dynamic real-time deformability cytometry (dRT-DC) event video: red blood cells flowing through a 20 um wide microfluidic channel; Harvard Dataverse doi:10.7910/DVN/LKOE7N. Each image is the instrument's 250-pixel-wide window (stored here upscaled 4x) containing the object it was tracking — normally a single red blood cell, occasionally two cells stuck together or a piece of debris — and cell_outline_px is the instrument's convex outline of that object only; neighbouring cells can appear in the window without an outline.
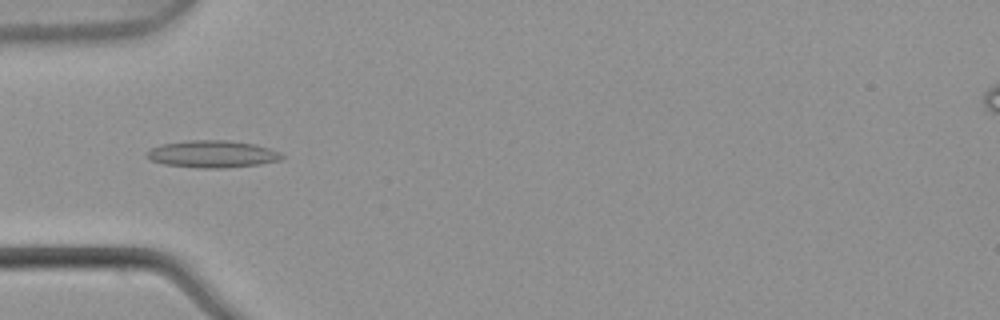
{"species": "common noctule bat (a hibernating species)", "species_latin": "Nyctalus noctula", "temperature_condition": "warm", "stored_images_in_passage": 6, "camera_frame_rate_fps": 3000, "um_per_image_px": 0.085, "animal": {"sex": "male", "body_mass_g": 21.5, "forearm_length_mm": 52.0}, "frame": {"image": 1, "passage_image": 5, "time_ms": 1.333, "image_size_px": [1000, 320], "cell_outline_px": [[284, 156], [280, 160], [260, 164], [224, 168], [196, 168], [164, 164], [152, 160], [144, 156], [144, 152], [152, 148], [164, 144], [188, 140], [228, 140], [256, 144], [280, 152]], "centroid_in_image_um": [18.04, 13.1], "position_along_channel_um": 67.0, "area_um2": 21.44}}
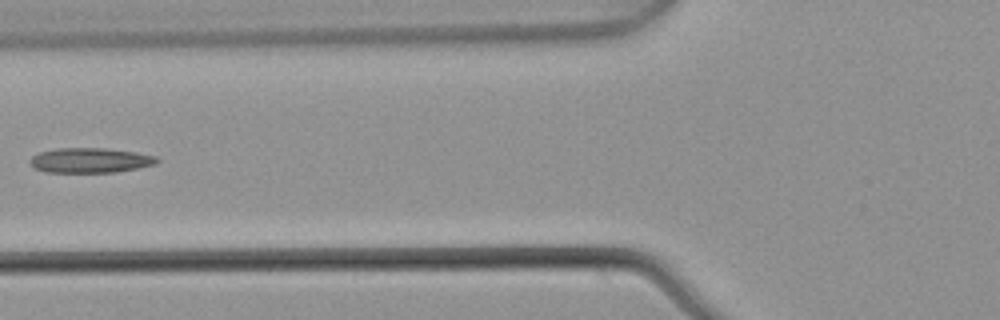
{"frame": {"image": 2, "passage_image": 6, "time_ms": 1.667, "image_size_px": [1000, 320], "cell_outline_px": [[160, 160], [156, 164], [116, 172], [44, 172], [32, 168], [28, 160], [32, 156], [40, 152], [56, 148], [104, 148], [136, 152], [156, 156]], "centroid_in_image_um": [7.63, 13.63], "position_along_channel_um": 118.2, "area_um2": 18.55}}